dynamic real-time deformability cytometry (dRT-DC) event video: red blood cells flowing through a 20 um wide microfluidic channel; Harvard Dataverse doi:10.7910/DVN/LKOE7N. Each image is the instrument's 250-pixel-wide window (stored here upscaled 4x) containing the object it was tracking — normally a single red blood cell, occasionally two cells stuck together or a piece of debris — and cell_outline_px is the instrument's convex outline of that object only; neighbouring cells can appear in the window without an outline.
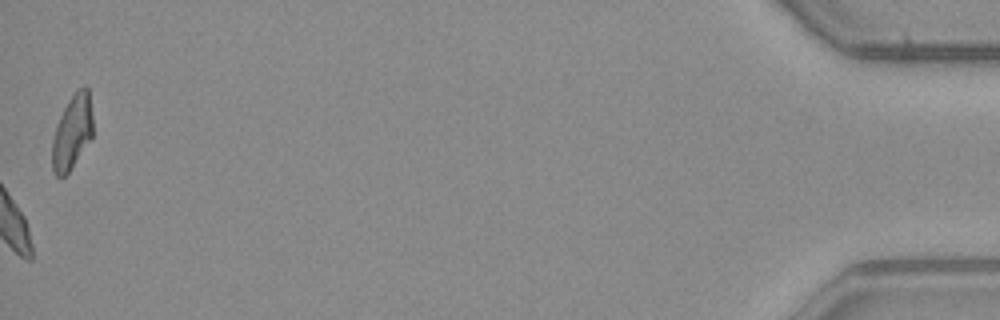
{"species": "common noctule bat (a hibernating species)", "species_latin": "Nyctalus noctula", "temperature_condition": "warm", "stored_images_in_passage": 52, "camera_frame_rate_fps": 3000, "um_per_image_px": 0.085, "animal": {"sex": "male", "body_mass_g": 23.1, "forearm_length_mm": 52.7}, "frame": {"image": 1, "passage_image": 52, "time_ms": 17.0, "image_size_px": [1000, 320], "cell_outline_px": [[92, 136], [68, 172], [64, 176], [56, 176], [52, 172], [52, 140], [56, 124], [68, 100], [76, 88], [84, 84], [88, 88], [92, 116]], "centroid_in_image_um": [6.12, 11.18], "position_along_channel_um": 429.1, "area_um2": 17.57}}